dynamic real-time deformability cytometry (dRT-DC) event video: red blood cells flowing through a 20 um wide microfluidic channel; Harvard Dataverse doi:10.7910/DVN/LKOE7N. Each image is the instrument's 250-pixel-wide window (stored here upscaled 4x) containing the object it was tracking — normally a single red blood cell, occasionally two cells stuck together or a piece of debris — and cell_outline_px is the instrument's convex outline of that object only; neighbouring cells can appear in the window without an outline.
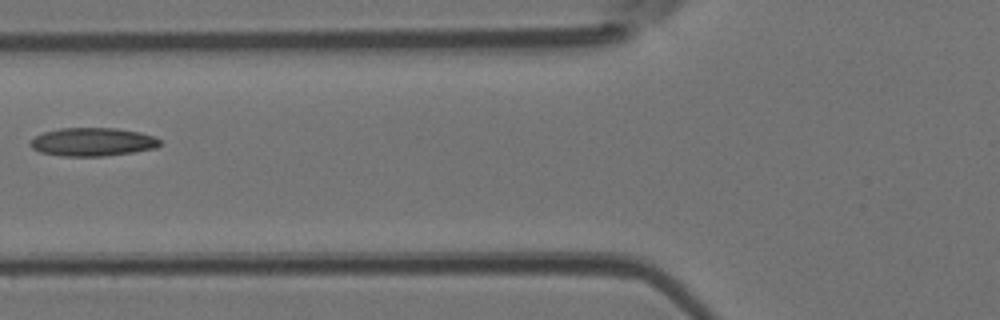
{"species": "Egyptian fruit bat (a non-hibernating species)", "species_latin": "Rousettus aegyptiacus", "temperature_condition": "room temperature", "stored_images_in_passage": 2, "camera_frame_rate_fps": 3000, "um_per_image_px": 0.085, "animal": {"sex": "female"}, "frame": {"image": 1, "passage_image": 2, "time_ms": 0.333, "image_size_px": [1000, 320], "cell_outline_px": [[160, 144], [156, 148], [132, 152], [104, 156], [64, 156], [40, 152], [32, 148], [28, 144], [36, 136], [44, 132], [60, 128], [116, 128], [140, 132], [152, 136], [160, 140]], "centroid_in_image_um": [7.86, 12.06], "position_along_channel_um": 117.9, "area_um2": 21.27}}